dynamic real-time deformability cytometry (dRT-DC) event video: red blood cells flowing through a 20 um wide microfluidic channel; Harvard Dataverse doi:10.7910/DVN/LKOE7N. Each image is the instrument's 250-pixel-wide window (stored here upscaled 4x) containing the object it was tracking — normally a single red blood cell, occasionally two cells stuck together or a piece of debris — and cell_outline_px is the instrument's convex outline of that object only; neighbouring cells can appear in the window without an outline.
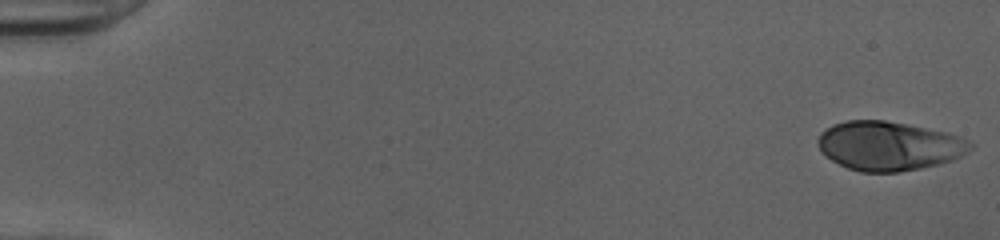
{"species": "human", "species_latin": "Homo sapiens", "temperature_condition": "cold", "stored_images_in_passage": 51, "camera_frame_rate_fps": 3000, "um_per_image_px": 0.085, "donor": {"sex": "female"}, "frame": {"image": 1, "passage_image": 1, "time_ms": 0.0, "image_size_px": [1000, 240], "cell_outline_px": [[976, 144], [972, 148], [960, 156], [952, 160], [920, 168], [896, 172], [860, 172], [848, 168], [832, 160], [820, 148], [816, 140], [820, 132], [832, 124], [848, 120], [884, 120], [948, 132], [960, 136]], "centroid_in_image_um": [75.56, 12.39], "position_along_channel_um": 9.4, "area_um2": 43.47}}
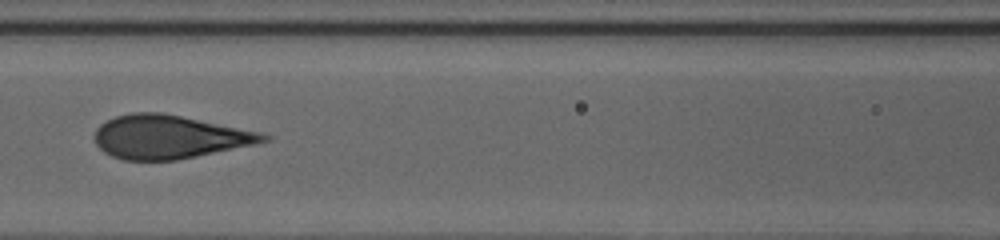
{"frame": {"image": 2, "passage_image": 24, "time_ms": 7.667, "image_size_px": [1000, 240], "cell_outline_px": [[272, 140], [256, 144], [176, 160], [124, 160], [112, 156], [104, 152], [96, 144], [96, 128], [100, 124], [116, 116], [132, 112], [160, 112], [260, 132], [272, 136]], "centroid_in_image_um": [14.39, 11.64], "position_along_channel_um": 152.2, "area_um2": 42.43}}
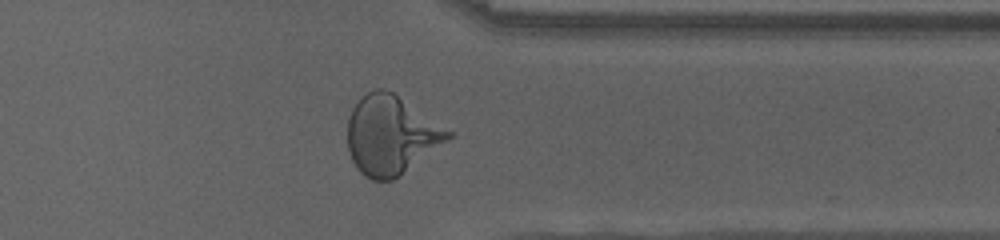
{"frame": {"image": 3, "passage_image": 41, "time_ms": 13.333, "image_size_px": [1000, 240], "cell_outline_px": [[456, 136], [392, 180], [372, 180], [364, 176], [360, 172], [352, 160], [348, 148], [348, 116], [352, 108], [368, 92], [376, 88], [384, 88], [392, 92], [452, 132]], "centroid_in_image_um": [33.23, 11.49], "position_along_channel_um": 378.2, "area_um2": 45.72}, "authors_computed_cell_mechanics": {"area_um2": 43.639, "velocity_mm_per_s": 4.04, "shape_relaxation_time_tau1_ms": 7.3263, "shape_relaxation_time_tau2_ms": null, "deformation_change_tau1": 0.2662, "deformation_change_tau2": null}}